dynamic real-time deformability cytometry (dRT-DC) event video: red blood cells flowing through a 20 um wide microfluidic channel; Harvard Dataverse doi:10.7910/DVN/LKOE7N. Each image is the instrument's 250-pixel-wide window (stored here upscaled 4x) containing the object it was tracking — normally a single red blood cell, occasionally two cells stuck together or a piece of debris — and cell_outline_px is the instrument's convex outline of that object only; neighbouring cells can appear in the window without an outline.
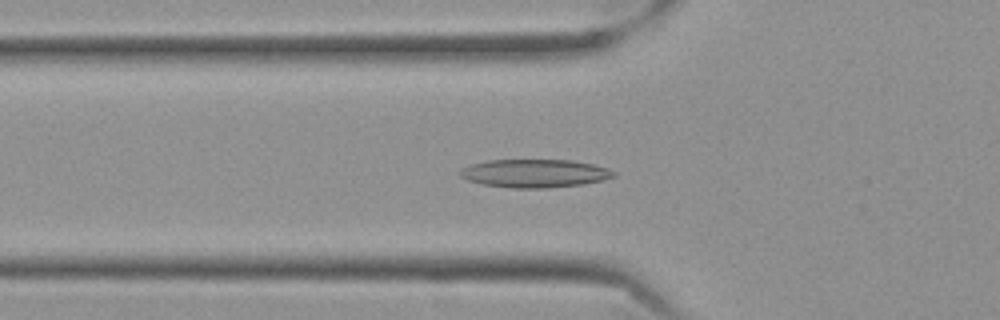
{"species": "Egyptian fruit bat (a non-hibernating species)", "species_latin": "Rousettus aegyptiacus", "temperature_condition": "cold", "stored_images_in_passage": 47, "camera_frame_rate_fps": 3000, "um_per_image_px": 0.085, "frame": {"image": 1, "passage_image": 10, "time_ms": 3.0, "image_size_px": [1000, 320], "cell_outline_px": [[616, 176], [584, 184], [544, 188], [512, 188], [484, 184], [468, 180], [460, 176], [460, 168], [472, 164], [488, 160], [572, 160], [592, 164], [608, 168], [616, 172]], "centroid_in_image_um": [45.45, 14.73], "position_along_channel_um": 80.3, "area_um2": 25.14}}
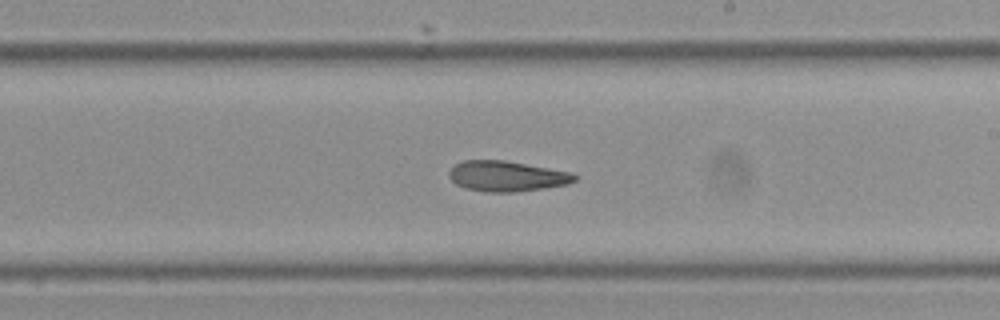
{"frame": {"image": 2, "passage_image": 24, "time_ms": 7.667, "image_size_px": [1000, 320], "cell_outline_px": [[576, 180], [568, 184], [544, 188], [516, 192], [484, 192], [464, 188], [456, 184], [448, 176], [448, 172], [456, 164], [464, 160], [504, 160], [572, 172], [576, 176]], "centroid_in_image_um": [43.06, 14.98], "position_along_channel_um": 245.9, "area_um2": 22.31}}
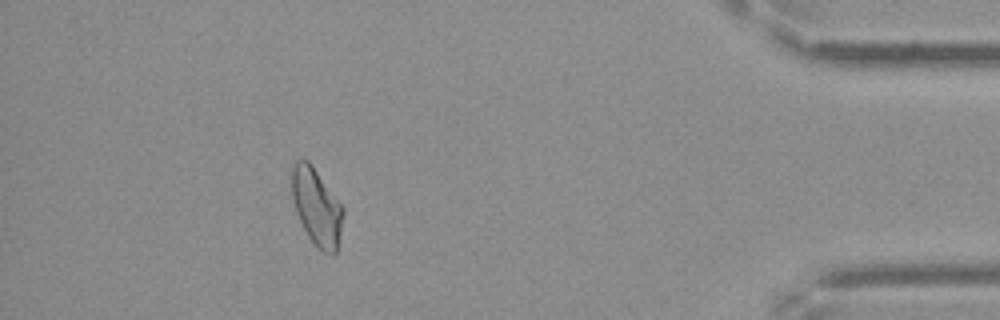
{"frame": {"image": 3, "passage_image": 42, "time_ms": 13.667, "image_size_px": [1000, 320], "cell_outline_px": [[344, 216], [336, 252], [332, 256], [316, 248], [308, 236], [296, 212], [292, 200], [292, 168], [296, 160], [308, 160], [344, 208]], "centroid_in_image_um": [26.92, 17.62], "position_along_channel_um": 408.3, "area_um2": 22.89}, "authors_computed_cell_mechanics": {"area_um2": 23.0622, "velocity_mm_per_s": 3.5241, "shape_relaxation_time_tau1_ms": null, "shape_relaxation_time_tau2_ms": 7.6081, "deformation_change_tau1": null, "deformation_change_tau2": 0.1586}}